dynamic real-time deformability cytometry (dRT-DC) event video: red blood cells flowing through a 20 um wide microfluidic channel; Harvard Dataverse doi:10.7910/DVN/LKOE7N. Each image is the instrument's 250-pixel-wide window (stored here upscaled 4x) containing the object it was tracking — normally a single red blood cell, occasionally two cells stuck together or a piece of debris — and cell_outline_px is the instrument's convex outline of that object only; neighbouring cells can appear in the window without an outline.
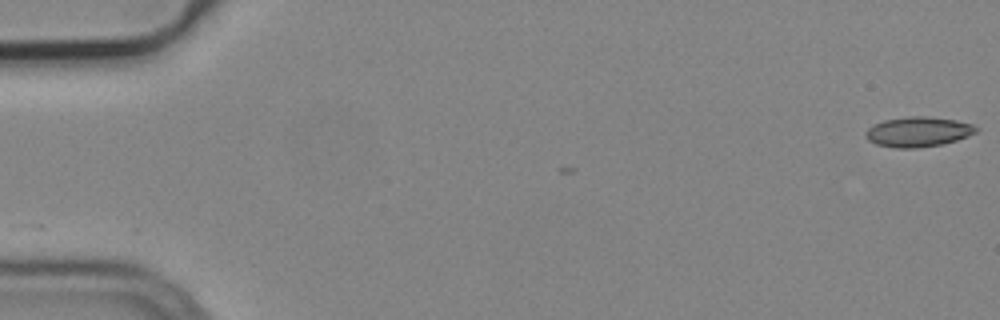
{"species": "common noctule bat (a hibernating species)", "species_latin": "Nyctalus noctula", "temperature_condition": "cold", "stored_images_in_passage": 4, "camera_frame_rate_fps": 3000, "um_per_image_px": 0.085, "animal": {"sex": "male", "body_mass_g": 19.2, "forearm_length_mm": 51.8}, "frame": {"image": 1, "passage_image": 1, "time_ms": 0.0, "image_size_px": [1000, 320], "cell_outline_px": [[980, 128], [976, 132], [968, 136], [956, 140], [940, 144], [916, 148], [896, 148], [876, 144], [868, 140], [864, 136], [864, 132], [872, 124], [884, 120], [908, 116], [928, 116], [956, 120], [972, 124]], "centroid_in_image_um": [78.01, 11.19], "position_along_channel_um": 7.0, "area_um2": 19.42}}